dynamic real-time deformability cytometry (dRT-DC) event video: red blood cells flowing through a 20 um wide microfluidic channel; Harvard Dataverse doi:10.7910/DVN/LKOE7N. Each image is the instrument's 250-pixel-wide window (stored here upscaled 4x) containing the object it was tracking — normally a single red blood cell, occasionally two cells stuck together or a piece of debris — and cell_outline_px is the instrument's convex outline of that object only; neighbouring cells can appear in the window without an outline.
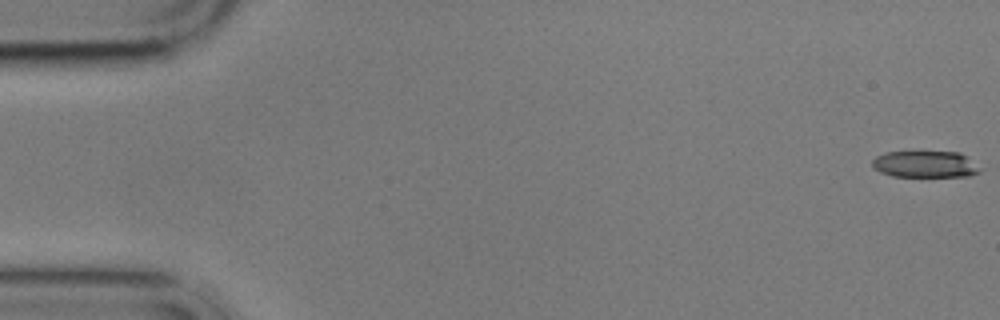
{"species": "common noctule bat (a hibernating species)", "species_latin": "Nyctalus noctula", "temperature_condition": "cold", "stored_images_in_passage": 8, "camera_frame_rate_fps": 3000, "um_per_image_px": 0.085, "animal": {"sex": "male", "body_mass_g": 17.9}, "frame": {"image": 1, "passage_image": 1, "time_ms": 0.0, "image_size_px": [1000, 320], "cell_outline_px": [[980, 172], [968, 176], [892, 176], [880, 172], [872, 164], [872, 160], [876, 156], [884, 152], [960, 152], [980, 168]], "centroid_in_image_um": [78.62, 13.96], "position_along_channel_um": 6.4, "area_um2": 16.47}}
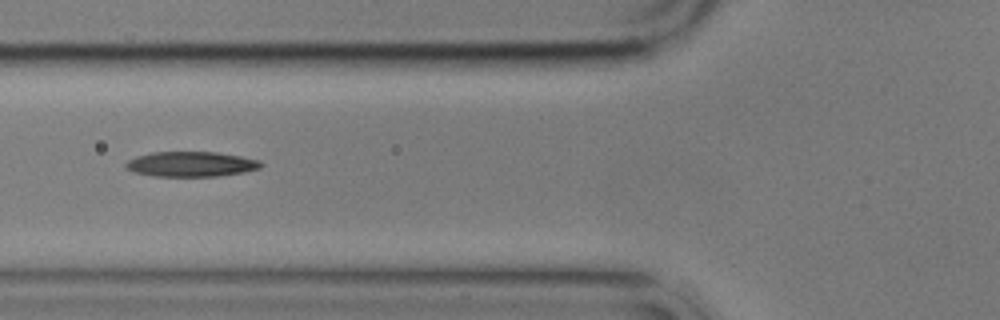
{"frame": {"image": 2, "passage_image": 7, "time_ms": 7.0, "image_size_px": [1000, 320], "cell_outline_px": [[264, 164], [260, 168], [244, 172], [216, 176], [156, 176], [136, 172], [124, 168], [124, 164], [128, 160], [136, 156], [152, 152], [216, 152], [240, 156], [260, 160]], "centroid_in_image_um": [16.24, 13.94], "position_along_channel_um": 109.6, "area_um2": 19.71}}
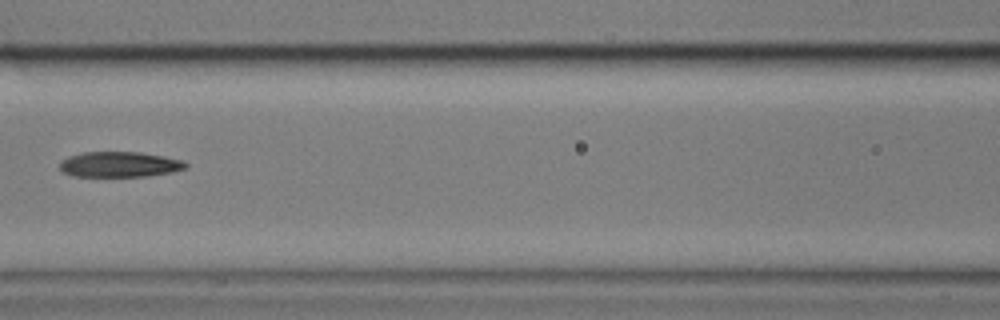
{"frame": {"image": 3, "passage_image": 8, "time_ms": 8.333, "image_size_px": [1000, 320], "cell_outline_px": [[188, 168], [172, 172], [148, 176], [72, 176], [64, 172], [60, 168], [60, 160], [68, 156], [84, 152], [140, 152], [164, 156], [184, 160], [188, 164]], "centroid_in_image_um": [10.19, 13.97], "position_along_channel_um": 156.4, "area_um2": 18.79}}